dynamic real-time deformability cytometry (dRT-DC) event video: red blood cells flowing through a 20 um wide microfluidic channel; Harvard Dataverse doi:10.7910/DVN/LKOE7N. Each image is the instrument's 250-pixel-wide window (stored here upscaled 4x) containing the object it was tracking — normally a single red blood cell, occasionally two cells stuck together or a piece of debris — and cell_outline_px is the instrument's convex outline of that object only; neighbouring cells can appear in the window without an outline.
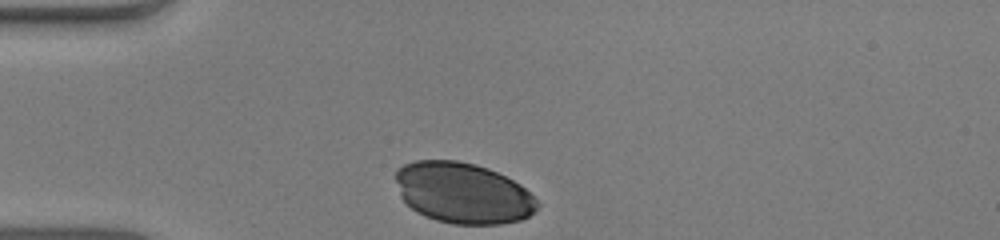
{"species": "human", "species_latin": "Homo sapiens", "temperature_condition": "warm", "stored_images_in_passage": 30, "camera_frame_rate_fps": 3000, "um_per_image_px": 0.085, "donor": {"sex": "male"}, "frame": {"image": 1, "passage_image": 1, "time_ms": 0.0, "image_size_px": [1000, 240], "cell_outline_px": [[540, 204], [528, 216], [520, 220], [500, 224], [452, 224], [436, 220], [424, 216], [416, 212], [400, 196], [396, 180], [396, 168], [404, 164], [416, 160], [456, 160], [476, 164], [488, 168], [520, 184]], "centroid_in_image_um": [39.32, 16.4], "position_along_channel_um": 45.7, "area_um2": 50.11}}
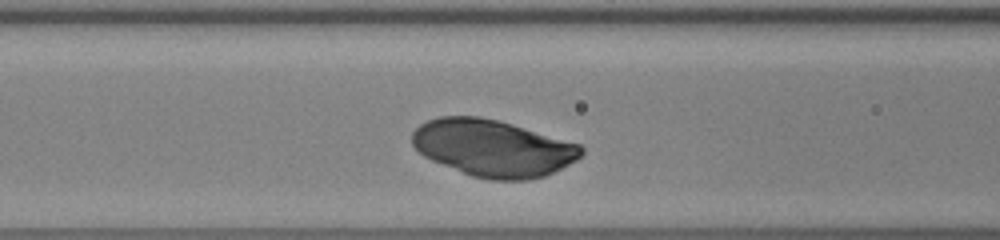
{"frame": {"image": 2, "passage_image": 9, "time_ms": 2.667, "image_size_px": [1000, 240], "cell_outline_px": [[584, 152], [576, 160], [544, 176], [528, 180], [488, 180], [472, 176], [432, 160], [424, 156], [412, 144], [412, 132], [420, 124], [428, 120], [440, 116], [480, 116], [512, 124], [580, 144], [584, 148]], "centroid_in_image_um": [41.89, 12.58], "position_along_channel_um": 124.7, "area_um2": 55.72}}
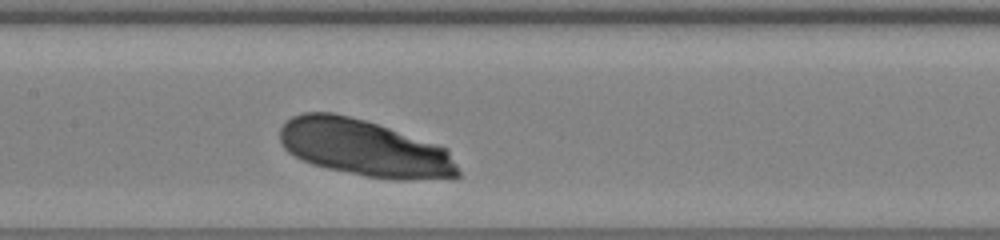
{"frame": {"image": 3, "passage_image": 13, "time_ms": 4.0, "image_size_px": [1000, 240], "cell_outline_px": [[460, 176], [408, 180], [404, 180], [364, 176], [328, 168], [312, 164], [288, 152], [280, 144], [280, 128], [292, 116], [304, 112], [332, 112], [364, 120], [448, 148], [460, 172]], "centroid_in_image_um": [30.95, 12.58], "position_along_channel_um": 176.4, "area_um2": 58.26}}